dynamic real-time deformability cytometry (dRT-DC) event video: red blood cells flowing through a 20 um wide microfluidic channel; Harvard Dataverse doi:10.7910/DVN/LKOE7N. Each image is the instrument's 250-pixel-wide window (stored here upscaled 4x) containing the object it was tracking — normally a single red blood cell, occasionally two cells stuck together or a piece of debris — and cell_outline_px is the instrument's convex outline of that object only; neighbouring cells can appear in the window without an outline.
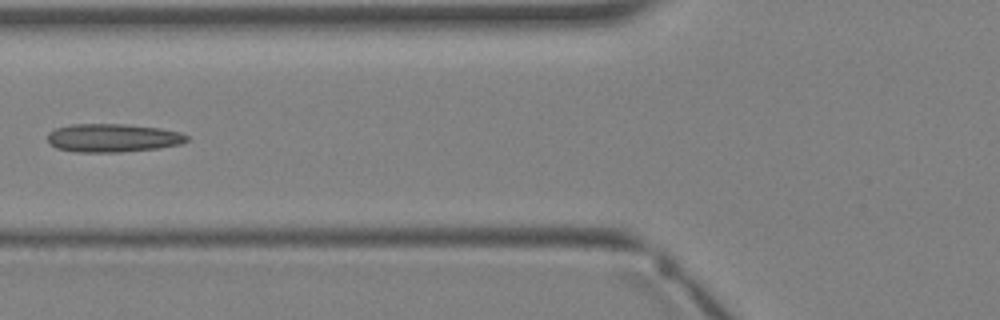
{"species": "Egyptian fruit bat (a non-hibernating species)", "species_latin": "Rousettus aegyptiacus", "temperature_condition": "warm", "stored_images_in_passage": 3, "camera_frame_rate_fps": 3000, "um_per_image_px": 0.085, "animal": {"sex": "female"}, "frame": {"image": 1, "passage_image": 3, "time_ms": 2.333, "image_size_px": [1000, 320], "cell_outline_px": [[188, 140], [180, 144], [156, 148], [120, 152], [76, 152], [56, 148], [48, 144], [48, 132], [56, 128], [72, 124], [124, 124], [160, 128], [180, 132], [188, 136]], "centroid_in_image_um": [9.55, 11.72], "position_along_channel_um": 116.3, "area_um2": 23.0}}